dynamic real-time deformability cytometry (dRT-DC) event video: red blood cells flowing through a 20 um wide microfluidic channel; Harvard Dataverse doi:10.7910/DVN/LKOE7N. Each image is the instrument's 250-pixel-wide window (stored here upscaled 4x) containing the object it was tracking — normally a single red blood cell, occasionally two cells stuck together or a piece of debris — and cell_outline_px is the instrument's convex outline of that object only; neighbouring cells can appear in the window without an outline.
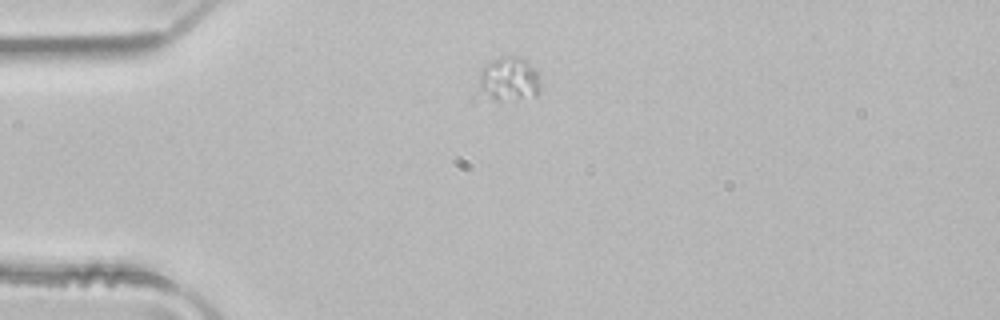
{"species": "common noctule bat (a hibernating species)", "species_latin": "Nyctalus noctula", "temperature_condition": "room temperature", "stored_images_in_passage": 3, "segment_of_instrument_passage": [2, 2], "camera_frame_rate_fps": 3000, "um_per_image_px": 0.085, "animal": {"sex": "male", "body_mass_g": 21.5, "forearm_length_mm": 52.0}, "frame": {"image": 1, "passage_image": 3, "time_ms": 0.667, "image_size_px": [1000, 320], "cell_outline_px": [[540, 92], [536, 96], [500, 100], [472, 100], [472, 96], [480, 68], [484, 64], [500, 56], [516, 56], [524, 60], [536, 68], [540, 80]], "centroid_in_image_um": [43.06, 6.79], "position_along_channel_um": 41.9, "area_um2": 17.34}}